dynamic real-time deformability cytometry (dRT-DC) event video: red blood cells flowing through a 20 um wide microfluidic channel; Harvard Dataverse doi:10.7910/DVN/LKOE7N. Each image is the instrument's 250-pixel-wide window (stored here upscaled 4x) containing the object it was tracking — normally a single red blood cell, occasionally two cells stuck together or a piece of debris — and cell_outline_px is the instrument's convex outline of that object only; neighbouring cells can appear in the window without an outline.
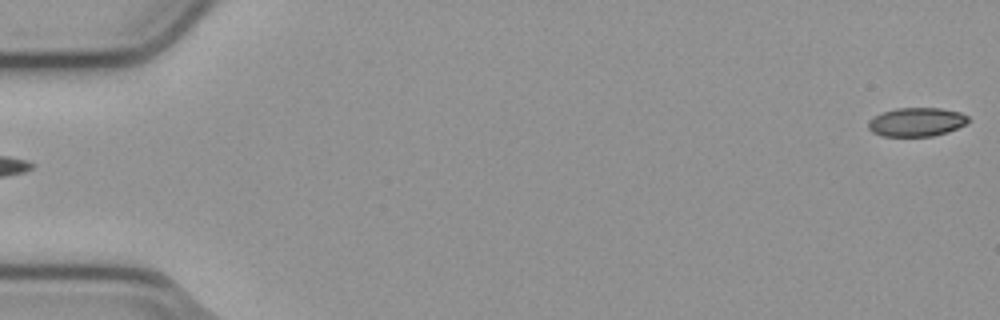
{"species": "common noctule bat (a hibernating species)", "species_latin": "Nyctalus noctula", "temperature_condition": "cold", "stored_images_in_passage": 55, "camera_frame_rate_fps": 3000, "um_per_image_px": 0.085, "animal": {"sex": "male", "body_mass_g": 23.1, "forearm_length_mm": 52.7}, "frame": {"image": 1, "passage_image": 1, "time_ms": 0.0, "image_size_px": [1000, 320], "cell_outline_px": [[968, 120], [964, 124], [948, 132], [932, 136], [880, 136], [872, 132], [868, 128], [868, 124], [880, 112], [896, 108], [940, 108], [960, 112], [968, 116]], "centroid_in_image_um": [77.89, 10.37], "position_along_channel_um": 7.1, "area_um2": 16.65}}
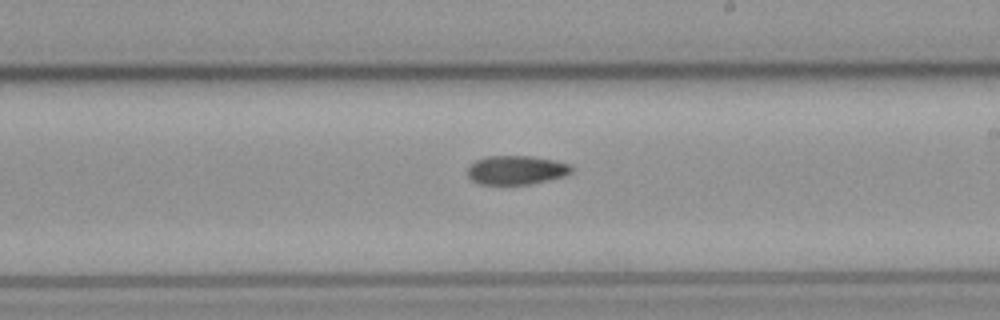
{"frame": {"image": 2, "passage_image": 32, "time_ms": 10.333, "image_size_px": [1000, 320], "cell_outline_px": [[572, 172], [564, 176], [528, 184], [480, 184], [472, 180], [468, 176], [468, 168], [476, 160], [484, 156], [532, 156], [552, 160], [568, 164], [572, 168]], "centroid_in_image_um": [43.86, 14.45], "position_along_channel_um": 245.1, "area_um2": 17.28}}
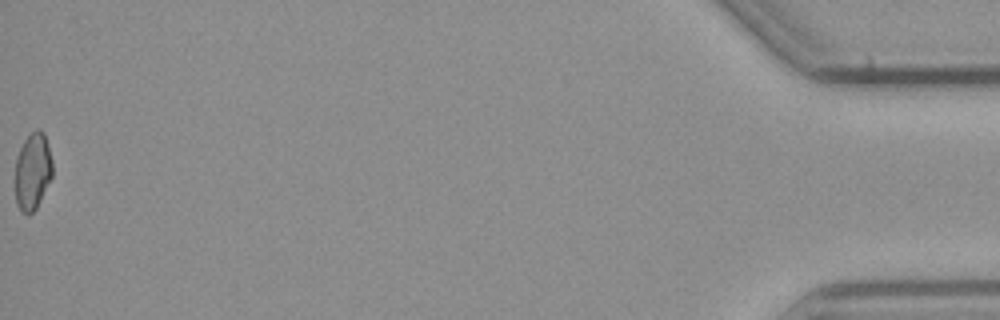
{"frame": {"image": 3, "passage_image": 55, "time_ms": 18.0, "image_size_px": [1000, 320], "cell_outline_px": [[52, 176], [36, 208], [28, 216], [20, 212], [16, 204], [16, 156], [24, 140], [36, 128], [44, 132], [48, 144], [52, 160]], "centroid_in_image_um": [2.77, 14.57], "position_along_channel_um": 432.4, "area_um2": 16.76}}